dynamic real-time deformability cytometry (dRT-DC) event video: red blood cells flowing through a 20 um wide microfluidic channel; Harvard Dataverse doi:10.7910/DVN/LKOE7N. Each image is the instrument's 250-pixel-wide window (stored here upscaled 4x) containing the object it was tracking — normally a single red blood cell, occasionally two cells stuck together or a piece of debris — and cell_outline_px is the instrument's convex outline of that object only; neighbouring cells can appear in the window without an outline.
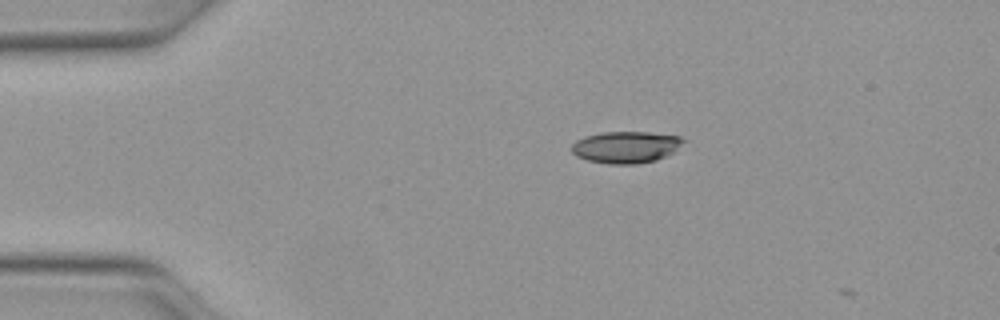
{"species": "Egyptian fruit bat (a non-hibernating species)", "species_latin": "Rousettus aegyptiacus", "temperature_condition": "warm", "stored_images_in_passage": 3, "camera_frame_rate_fps": 3000, "um_per_image_px": 0.085, "animal": {"sex": "female"}, "frame": {"image": 1, "passage_image": 1, "time_ms": 0.0, "image_size_px": [1000, 320], "cell_outline_px": [[688, 140], [672, 152], [656, 160], [636, 164], [612, 164], [588, 160], [576, 156], [572, 152], [572, 144], [576, 140], [584, 136], [604, 132], [648, 132], [680, 136]], "centroid_in_image_um": [53.21, 12.49], "position_along_channel_um": 31.8, "area_um2": 20.63}}